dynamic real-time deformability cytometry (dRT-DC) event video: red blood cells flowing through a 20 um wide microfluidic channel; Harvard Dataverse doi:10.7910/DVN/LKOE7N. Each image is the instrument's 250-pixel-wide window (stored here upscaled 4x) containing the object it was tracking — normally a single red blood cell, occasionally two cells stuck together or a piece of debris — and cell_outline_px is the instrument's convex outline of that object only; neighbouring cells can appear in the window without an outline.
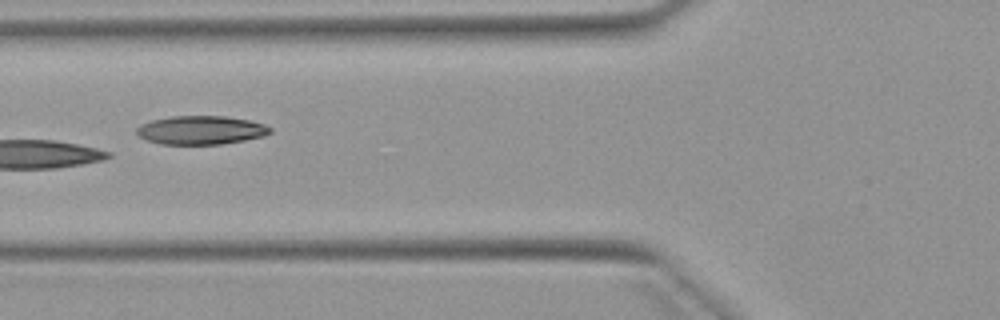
{"species": "Egyptian fruit bat (a non-hibernating species)", "species_latin": "Rousettus aegyptiacus", "temperature_condition": "warm", "stored_images_in_passage": 7, "camera_frame_rate_fps": 3000, "um_per_image_px": 0.085, "animal": {"sex": "female"}, "frame": {"image": 1, "passage_image": 5, "time_ms": 4.667, "image_size_px": [1000, 320], "cell_outline_px": [[272, 132], [264, 136], [244, 140], [220, 144], [160, 144], [148, 140], [140, 136], [136, 132], [136, 128], [140, 124], [152, 120], [172, 116], [224, 116], [248, 120], [264, 124], [272, 128]], "centroid_in_image_um": [17.08, 11.06], "position_along_channel_um": 108.7, "area_um2": 22.2}}
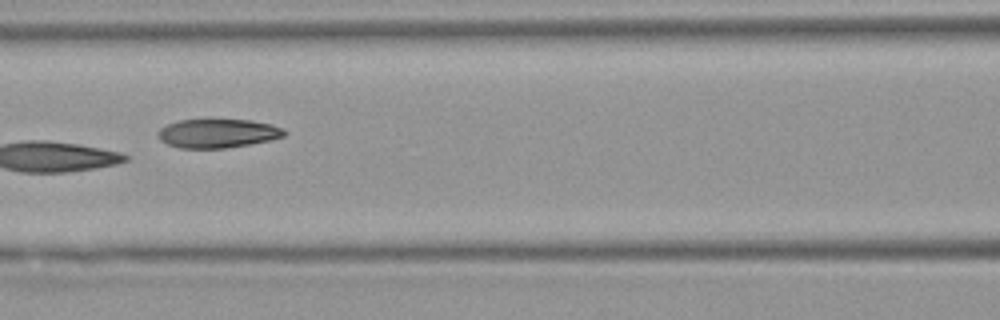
{"frame": {"image": 2, "passage_image": 6, "time_ms": 5.667, "image_size_px": [1000, 320], "cell_outline_px": [[288, 132], [284, 136], [272, 140], [224, 148], [180, 148], [168, 144], [160, 140], [156, 136], [156, 132], [160, 128], [168, 124], [180, 120], [252, 120], [272, 124], [284, 128]], "centroid_in_image_um": [18.52, 11.33], "position_along_channel_um": 148.1, "area_um2": 21.33}}
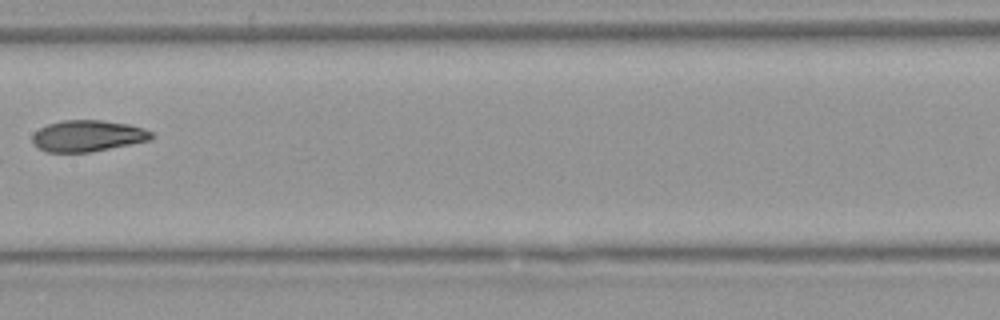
{"frame": {"image": 3, "passage_image": 7, "time_ms": 7.0, "image_size_px": [1000, 320], "cell_outline_px": [[152, 140], [88, 152], [44, 152], [32, 144], [32, 132], [48, 124], [60, 120], [100, 120], [128, 124], [144, 128], [152, 132]], "centroid_in_image_um": [7.41, 11.55], "position_along_channel_um": 200.0, "area_um2": 21.85}}